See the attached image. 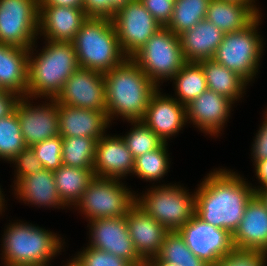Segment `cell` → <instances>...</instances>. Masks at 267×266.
<instances>
[{
	"label": "cell",
	"instance_id": "obj_1",
	"mask_svg": "<svg viewBox=\"0 0 267 266\" xmlns=\"http://www.w3.org/2000/svg\"><path fill=\"white\" fill-rule=\"evenodd\" d=\"M244 180L229 170L209 173L195 192V214L204 222L233 234L255 194V189Z\"/></svg>",
	"mask_w": 267,
	"mask_h": 266
},
{
	"label": "cell",
	"instance_id": "obj_2",
	"mask_svg": "<svg viewBox=\"0 0 267 266\" xmlns=\"http://www.w3.org/2000/svg\"><path fill=\"white\" fill-rule=\"evenodd\" d=\"M106 112L109 122L115 115L128 121H142L156 85L131 58L126 57L104 73Z\"/></svg>",
	"mask_w": 267,
	"mask_h": 266
},
{
	"label": "cell",
	"instance_id": "obj_3",
	"mask_svg": "<svg viewBox=\"0 0 267 266\" xmlns=\"http://www.w3.org/2000/svg\"><path fill=\"white\" fill-rule=\"evenodd\" d=\"M48 41L41 53L28 57L27 96L56 98L79 68L72 42ZM32 57V58H31Z\"/></svg>",
	"mask_w": 267,
	"mask_h": 266
},
{
	"label": "cell",
	"instance_id": "obj_4",
	"mask_svg": "<svg viewBox=\"0 0 267 266\" xmlns=\"http://www.w3.org/2000/svg\"><path fill=\"white\" fill-rule=\"evenodd\" d=\"M72 44L80 68L106 73L126 58L110 18L88 17Z\"/></svg>",
	"mask_w": 267,
	"mask_h": 266
},
{
	"label": "cell",
	"instance_id": "obj_5",
	"mask_svg": "<svg viewBox=\"0 0 267 266\" xmlns=\"http://www.w3.org/2000/svg\"><path fill=\"white\" fill-rule=\"evenodd\" d=\"M10 225L2 244L5 266H48L62 249L61 239L51 231L20 222Z\"/></svg>",
	"mask_w": 267,
	"mask_h": 266
},
{
	"label": "cell",
	"instance_id": "obj_6",
	"mask_svg": "<svg viewBox=\"0 0 267 266\" xmlns=\"http://www.w3.org/2000/svg\"><path fill=\"white\" fill-rule=\"evenodd\" d=\"M260 15L245 28L224 33L223 40L213 57L216 62L234 71L247 83L256 76L263 51V40L256 30L261 19Z\"/></svg>",
	"mask_w": 267,
	"mask_h": 266
},
{
	"label": "cell",
	"instance_id": "obj_7",
	"mask_svg": "<svg viewBox=\"0 0 267 266\" xmlns=\"http://www.w3.org/2000/svg\"><path fill=\"white\" fill-rule=\"evenodd\" d=\"M181 186H155L136 204L168 231H178L195 215V194H189Z\"/></svg>",
	"mask_w": 267,
	"mask_h": 266
},
{
	"label": "cell",
	"instance_id": "obj_8",
	"mask_svg": "<svg viewBox=\"0 0 267 266\" xmlns=\"http://www.w3.org/2000/svg\"><path fill=\"white\" fill-rule=\"evenodd\" d=\"M131 58L156 85L160 80H172L186 63L179 36L166 27L160 28Z\"/></svg>",
	"mask_w": 267,
	"mask_h": 266
},
{
	"label": "cell",
	"instance_id": "obj_9",
	"mask_svg": "<svg viewBox=\"0 0 267 266\" xmlns=\"http://www.w3.org/2000/svg\"><path fill=\"white\" fill-rule=\"evenodd\" d=\"M120 179L95 177L75 204L90 220L126 216L136 196ZM85 212V213H84Z\"/></svg>",
	"mask_w": 267,
	"mask_h": 266
},
{
	"label": "cell",
	"instance_id": "obj_10",
	"mask_svg": "<svg viewBox=\"0 0 267 266\" xmlns=\"http://www.w3.org/2000/svg\"><path fill=\"white\" fill-rule=\"evenodd\" d=\"M39 0H0V43L30 49L38 36Z\"/></svg>",
	"mask_w": 267,
	"mask_h": 266
},
{
	"label": "cell",
	"instance_id": "obj_11",
	"mask_svg": "<svg viewBox=\"0 0 267 266\" xmlns=\"http://www.w3.org/2000/svg\"><path fill=\"white\" fill-rule=\"evenodd\" d=\"M126 57H132L162 26L140 0H130L111 18Z\"/></svg>",
	"mask_w": 267,
	"mask_h": 266
},
{
	"label": "cell",
	"instance_id": "obj_12",
	"mask_svg": "<svg viewBox=\"0 0 267 266\" xmlns=\"http://www.w3.org/2000/svg\"><path fill=\"white\" fill-rule=\"evenodd\" d=\"M178 232L189 250L209 266H216L235 249L228 230L204 222L196 214Z\"/></svg>",
	"mask_w": 267,
	"mask_h": 266
},
{
	"label": "cell",
	"instance_id": "obj_13",
	"mask_svg": "<svg viewBox=\"0 0 267 266\" xmlns=\"http://www.w3.org/2000/svg\"><path fill=\"white\" fill-rule=\"evenodd\" d=\"M55 99L58 105L106 111L104 73L79 67Z\"/></svg>",
	"mask_w": 267,
	"mask_h": 266
},
{
	"label": "cell",
	"instance_id": "obj_14",
	"mask_svg": "<svg viewBox=\"0 0 267 266\" xmlns=\"http://www.w3.org/2000/svg\"><path fill=\"white\" fill-rule=\"evenodd\" d=\"M89 246L111 253L128 261L132 266H145L137 254L128 231L126 216L90 220Z\"/></svg>",
	"mask_w": 267,
	"mask_h": 266
},
{
	"label": "cell",
	"instance_id": "obj_15",
	"mask_svg": "<svg viewBox=\"0 0 267 266\" xmlns=\"http://www.w3.org/2000/svg\"><path fill=\"white\" fill-rule=\"evenodd\" d=\"M28 96H22L15 108L26 147L59 135L58 104L50 98L47 105L33 106Z\"/></svg>",
	"mask_w": 267,
	"mask_h": 266
},
{
	"label": "cell",
	"instance_id": "obj_16",
	"mask_svg": "<svg viewBox=\"0 0 267 266\" xmlns=\"http://www.w3.org/2000/svg\"><path fill=\"white\" fill-rule=\"evenodd\" d=\"M130 238L139 257L146 263L155 258L169 232L162 224L149 216L136 203L126 215Z\"/></svg>",
	"mask_w": 267,
	"mask_h": 266
},
{
	"label": "cell",
	"instance_id": "obj_17",
	"mask_svg": "<svg viewBox=\"0 0 267 266\" xmlns=\"http://www.w3.org/2000/svg\"><path fill=\"white\" fill-rule=\"evenodd\" d=\"M87 18L83 8L39 6L38 34L49 41L72 42Z\"/></svg>",
	"mask_w": 267,
	"mask_h": 266
},
{
	"label": "cell",
	"instance_id": "obj_18",
	"mask_svg": "<svg viewBox=\"0 0 267 266\" xmlns=\"http://www.w3.org/2000/svg\"><path fill=\"white\" fill-rule=\"evenodd\" d=\"M134 161L122 137L103 135L96 141L93 165L95 177L121 179L133 173Z\"/></svg>",
	"mask_w": 267,
	"mask_h": 266
},
{
	"label": "cell",
	"instance_id": "obj_19",
	"mask_svg": "<svg viewBox=\"0 0 267 266\" xmlns=\"http://www.w3.org/2000/svg\"><path fill=\"white\" fill-rule=\"evenodd\" d=\"M161 96L160 90L153 94L142 120L165 143L187 122L186 106L176 98Z\"/></svg>",
	"mask_w": 267,
	"mask_h": 266
},
{
	"label": "cell",
	"instance_id": "obj_20",
	"mask_svg": "<svg viewBox=\"0 0 267 266\" xmlns=\"http://www.w3.org/2000/svg\"><path fill=\"white\" fill-rule=\"evenodd\" d=\"M233 103L226 96L206 89L186 106L187 121H192L207 134L218 136L228 120Z\"/></svg>",
	"mask_w": 267,
	"mask_h": 266
},
{
	"label": "cell",
	"instance_id": "obj_21",
	"mask_svg": "<svg viewBox=\"0 0 267 266\" xmlns=\"http://www.w3.org/2000/svg\"><path fill=\"white\" fill-rule=\"evenodd\" d=\"M232 239L236 249L267 253V208L256 193L248 201Z\"/></svg>",
	"mask_w": 267,
	"mask_h": 266
},
{
	"label": "cell",
	"instance_id": "obj_22",
	"mask_svg": "<svg viewBox=\"0 0 267 266\" xmlns=\"http://www.w3.org/2000/svg\"><path fill=\"white\" fill-rule=\"evenodd\" d=\"M59 135L66 137H89L99 140L109 125L106 111L58 105Z\"/></svg>",
	"mask_w": 267,
	"mask_h": 266
},
{
	"label": "cell",
	"instance_id": "obj_23",
	"mask_svg": "<svg viewBox=\"0 0 267 266\" xmlns=\"http://www.w3.org/2000/svg\"><path fill=\"white\" fill-rule=\"evenodd\" d=\"M224 33L206 19L181 35L180 44L186 62L212 59L221 44Z\"/></svg>",
	"mask_w": 267,
	"mask_h": 266
},
{
	"label": "cell",
	"instance_id": "obj_24",
	"mask_svg": "<svg viewBox=\"0 0 267 266\" xmlns=\"http://www.w3.org/2000/svg\"><path fill=\"white\" fill-rule=\"evenodd\" d=\"M32 49L33 47L26 49L0 43V88L2 90L27 96L28 56L33 53Z\"/></svg>",
	"mask_w": 267,
	"mask_h": 266
},
{
	"label": "cell",
	"instance_id": "obj_25",
	"mask_svg": "<svg viewBox=\"0 0 267 266\" xmlns=\"http://www.w3.org/2000/svg\"><path fill=\"white\" fill-rule=\"evenodd\" d=\"M14 185L19 199L25 202L54 208L66 206L58 195L55 177L51 170L43 169L38 173L22 177Z\"/></svg>",
	"mask_w": 267,
	"mask_h": 266
},
{
	"label": "cell",
	"instance_id": "obj_26",
	"mask_svg": "<svg viewBox=\"0 0 267 266\" xmlns=\"http://www.w3.org/2000/svg\"><path fill=\"white\" fill-rule=\"evenodd\" d=\"M259 14L254 4L210 0L205 19L221 29L223 33H230L245 28Z\"/></svg>",
	"mask_w": 267,
	"mask_h": 266
},
{
	"label": "cell",
	"instance_id": "obj_27",
	"mask_svg": "<svg viewBox=\"0 0 267 266\" xmlns=\"http://www.w3.org/2000/svg\"><path fill=\"white\" fill-rule=\"evenodd\" d=\"M204 71L208 89L224 95L230 100L237 101L247 86V82L234 71L226 68L212 59H205L198 62Z\"/></svg>",
	"mask_w": 267,
	"mask_h": 266
},
{
	"label": "cell",
	"instance_id": "obj_28",
	"mask_svg": "<svg viewBox=\"0 0 267 266\" xmlns=\"http://www.w3.org/2000/svg\"><path fill=\"white\" fill-rule=\"evenodd\" d=\"M58 195L66 205H75L89 183L95 178L93 169L75 168L62 164L53 171Z\"/></svg>",
	"mask_w": 267,
	"mask_h": 266
},
{
	"label": "cell",
	"instance_id": "obj_29",
	"mask_svg": "<svg viewBox=\"0 0 267 266\" xmlns=\"http://www.w3.org/2000/svg\"><path fill=\"white\" fill-rule=\"evenodd\" d=\"M175 80L178 102L187 106L208 89L202 66L198 62H186L172 78Z\"/></svg>",
	"mask_w": 267,
	"mask_h": 266
},
{
	"label": "cell",
	"instance_id": "obj_30",
	"mask_svg": "<svg viewBox=\"0 0 267 266\" xmlns=\"http://www.w3.org/2000/svg\"><path fill=\"white\" fill-rule=\"evenodd\" d=\"M210 0H175L170 21L165 26L176 35L190 30L206 17Z\"/></svg>",
	"mask_w": 267,
	"mask_h": 266
},
{
	"label": "cell",
	"instance_id": "obj_31",
	"mask_svg": "<svg viewBox=\"0 0 267 266\" xmlns=\"http://www.w3.org/2000/svg\"><path fill=\"white\" fill-rule=\"evenodd\" d=\"M62 164L93 169L96 140L89 137L62 138Z\"/></svg>",
	"mask_w": 267,
	"mask_h": 266
},
{
	"label": "cell",
	"instance_id": "obj_32",
	"mask_svg": "<svg viewBox=\"0 0 267 266\" xmlns=\"http://www.w3.org/2000/svg\"><path fill=\"white\" fill-rule=\"evenodd\" d=\"M156 258L176 266H209L189 250L178 231H169L166 234Z\"/></svg>",
	"mask_w": 267,
	"mask_h": 266
},
{
	"label": "cell",
	"instance_id": "obj_33",
	"mask_svg": "<svg viewBox=\"0 0 267 266\" xmlns=\"http://www.w3.org/2000/svg\"><path fill=\"white\" fill-rule=\"evenodd\" d=\"M166 146L167 144L164 143L160 148L135 158L133 174L146 181H158L164 174L166 175L170 159Z\"/></svg>",
	"mask_w": 267,
	"mask_h": 266
},
{
	"label": "cell",
	"instance_id": "obj_34",
	"mask_svg": "<svg viewBox=\"0 0 267 266\" xmlns=\"http://www.w3.org/2000/svg\"><path fill=\"white\" fill-rule=\"evenodd\" d=\"M25 147L19 118L14 111L0 119V158L11 161Z\"/></svg>",
	"mask_w": 267,
	"mask_h": 266
},
{
	"label": "cell",
	"instance_id": "obj_35",
	"mask_svg": "<svg viewBox=\"0 0 267 266\" xmlns=\"http://www.w3.org/2000/svg\"><path fill=\"white\" fill-rule=\"evenodd\" d=\"M129 123L132 125L134 123V127L122 138L134 159L160 148L165 143L143 121H130Z\"/></svg>",
	"mask_w": 267,
	"mask_h": 266
},
{
	"label": "cell",
	"instance_id": "obj_36",
	"mask_svg": "<svg viewBox=\"0 0 267 266\" xmlns=\"http://www.w3.org/2000/svg\"><path fill=\"white\" fill-rule=\"evenodd\" d=\"M62 142L57 135L32 146L44 169L55 171L62 166Z\"/></svg>",
	"mask_w": 267,
	"mask_h": 266
},
{
	"label": "cell",
	"instance_id": "obj_37",
	"mask_svg": "<svg viewBox=\"0 0 267 266\" xmlns=\"http://www.w3.org/2000/svg\"><path fill=\"white\" fill-rule=\"evenodd\" d=\"M75 257L81 266H132L128 261L90 246Z\"/></svg>",
	"mask_w": 267,
	"mask_h": 266
},
{
	"label": "cell",
	"instance_id": "obj_38",
	"mask_svg": "<svg viewBox=\"0 0 267 266\" xmlns=\"http://www.w3.org/2000/svg\"><path fill=\"white\" fill-rule=\"evenodd\" d=\"M267 253L254 250L234 249L216 266H265Z\"/></svg>",
	"mask_w": 267,
	"mask_h": 266
},
{
	"label": "cell",
	"instance_id": "obj_39",
	"mask_svg": "<svg viewBox=\"0 0 267 266\" xmlns=\"http://www.w3.org/2000/svg\"><path fill=\"white\" fill-rule=\"evenodd\" d=\"M10 162H15V165L17 164V180H14L15 183L22 177L38 173L44 169L32 147H25Z\"/></svg>",
	"mask_w": 267,
	"mask_h": 266
},
{
	"label": "cell",
	"instance_id": "obj_40",
	"mask_svg": "<svg viewBox=\"0 0 267 266\" xmlns=\"http://www.w3.org/2000/svg\"><path fill=\"white\" fill-rule=\"evenodd\" d=\"M146 10L165 27L171 19L175 0H140Z\"/></svg>",
	"mask_w": 267,
	"mask_h": 266
},
{
	"label": "cell",
	"instance_id": "obj_41",
	"mask_svg": "<svg viewBox=\"0 0 267 266\" xmlns=\"http://www.w3.org/2000/svg\"><path fill=\"white\" fill-rule=\"evenodd\" d=\"M252 155L254 159V165L259 161L267 159V116L265 115V120L260 127L256 138L254 139V144L252 145Z\"/></svg>",
	"mask_w": 267,
	"mask_h": 266
},
{
	"label": "cell",
	"instance_id": "obj_42",
	"mask_svg": "<svg viewBox=\"0 0 267 266\" xmlns=\"http://www.w3.org/2000/svg\"><path fill=\"white\" fill-rule=\"evenodd\" d=\"M83 10L88 17L110 18V0H84Z\"/></svg>",
	"mask_w": 267,
	"mask_h": 266
},
{
	"label": "cell",
	"instance_id": "obj_43",
	"mask_svg": "<svg viewBox=\"0 0 267 266\" xmlns=\"http://www.w3.org/2000/svg\"><path fill=\"white\" fill-rule=\"evenodd\" d=\"M20 96L18 93L9 90L0 91V119L15 111Z\"/></svg>",
	"mask_w": 267,
	"mask_h": 266
},
{
	"label": "cell",
	"instance_id": "obj_44",
	"mask_svg": "<svg viewBox=\"0 0 267 266\" xmlns=\"http://www.w3.org/2000/svg\"><path fill=\"white\" fill-rule=\"evenodd\" d=\"M84 0H39V6H63L83 8Z\"/></svg>",
	"mask_w": 267,
	"mask_h": 266
},
{
	"label": "cell",
	"instance_id": "obj_45",
	"mask_svg": "<svg viewBox=\"0 0 267 266\" xmlns=\"http://www.w3.org/2000/svg\"><path fill=\"white\" fill-rule=\"evenodd\" d=\"M255 172L259 182L263 185L260 188H267V159L255 165Z\"/></svg>",
	"mask_w": 267,
	"mask_h": 266
},
{
	"label": "cell",
	"instance_id": "obj_46",
	"mask_svg": "<svg viewBox=\"0 0 267 266\" xmlns=\"http://www.w3.org/2000/svg\"><path fill=\"white\" fill-rule=\"evenodd\" d=\"M130 0H110V19Z\"/></svg>",
	"mask_w": 267,
	"mask_h": 266
},
{
	"label": "cell",
	"instance_id": "obj_47",
	"mask_svg": "<svg viewBox=\"0 0 267 266\" xmlns=\"http://www.w3.org/2000/svg\"><path fill=\"white\" fill-rule=\"evenodd\" d=\"M255 193L260 197V199L265 203L266 208H267V188H256Z\"/></svg>",
	"mask_w": 267,
	"mask_h": 266
},
{
	"label": "cell",
	"instance_id": "obj_48",
	"mask_svg": "<svg viewBox=\"0 0 267 266\" xmlns=\"http://www.w3.org/2000/svg\"><path fill=\"white\" fill-rule=\"evenodd\" d=\"M145 266H176V265L169 264V263H163V262L159 261V260L155 257V258H152V259L148 260V261L145 263Z\"/></svg>",
	"mask_w": 267,
	"mask_h": 266
},
{
	"label": "cell",
	"instance_id": "obj_49",
	"mask_svg": "<svg viewBox=\"0 0 267 266\" xmlns=\"http://www.w3.org/2000/svg\"><path fill=\"white\" fill-rule=\"evenodd\" d=\"M224 1H231V2H238L240 4H253L254 0H224Z\"/></svg>",
	"mask_w": 267,
	"mask_h": 266
},
{
	"label": "cell",
	"instance_id": "obj_50",
	"mask_svg": "<svg viewBox=\"0 0 267 266\" xmlns=\"http://www.w3.org/2000/svg\"><path fill=\"white\" fill-rule=\"evenodd\" d=\"M4 198H3V194L1 192V188H0V213L2 212L3 210V206H4Z\"/></svg>",
	"mask_w": 267,
	"mask_h": 266
},
{
	"label": "cell",
	"instance_id": "obj_51",
	"mask_svg": "<svg viewBox=\"0 0 267 266\" xmlns=\"http://www.w3.org/2000/svg\"><path fill=\"white\" fill-rule=\"evenodd\" d=\"M65 266H81L75 258H73L67 265Z\"/></svg>",
	"mask_w": 267,
	"mask_h": 266
}]
</instances>
